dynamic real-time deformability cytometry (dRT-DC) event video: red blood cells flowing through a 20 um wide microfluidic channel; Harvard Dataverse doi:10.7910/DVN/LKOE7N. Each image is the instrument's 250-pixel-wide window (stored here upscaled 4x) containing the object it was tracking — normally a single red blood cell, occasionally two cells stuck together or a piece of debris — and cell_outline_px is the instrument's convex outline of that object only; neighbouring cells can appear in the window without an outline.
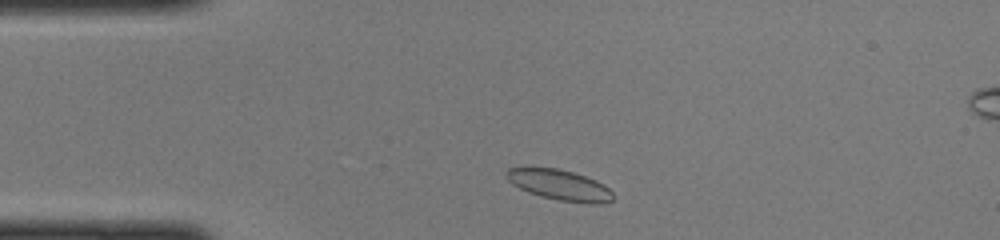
{"species": "common noctule bat (a hibernating species)", "species_latin": "Nyctalus noctula", "temperature_condition": "cold", "stored_images_in_passage": 39, "camera_frame_rate_fps": 3000, "um_per_image_px": 0.085, "animal": {"sex": "female", "body_mass_g": 22.0, "forearm_length_mm": 56.7}, "frame": {"image": 1, "passage_image": 3, "time_ms": 0.667, "image_size_px": [1000, 240], "cell_outline_px": [[612, 200], [604, 204], [588, 204], [560, 200], [540, 196], [528, 192], [512, 184], [508, 180], [504, 172], [508, 168], [524, 164], [556, 168], [572, 172], [596, 180], [604, 184], [612, 192]], "centroid_in_image_um": [47.49, 15.68], "position_along_channel_um": 37.5, "area_um2": 19.59}}
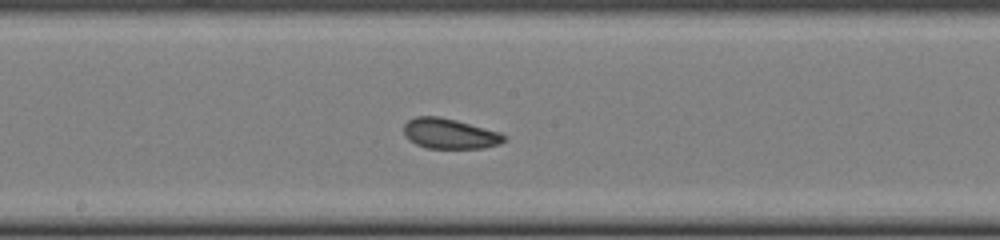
{"frame": {"image": 2, "passage_image": 17, "time_ms": 5.333, "image_size_px": [1000, 240], "cell_outline_px": [[508, 136], [500, 144], [484, 148], [428, 148], [416, 144], [408, 140], [404, 136], [404, 124], [408, 120], [416, 116], [440, 116], [456, 120], [500, 132]], "centroid_in_image_um": [38.22, 11.36], "position_along_channel_um": 210.0, "area_um2": 17.8}}
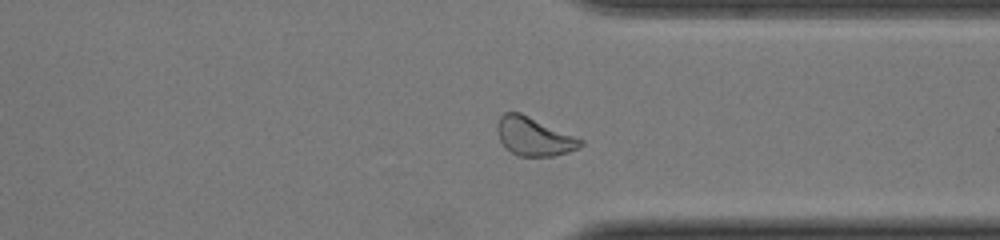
{"frame": {"image": 3, "passage_image": 28, "time_ms": 9.0, "image_size_px": [1000, 240], "cell_outline_px": [[584, 144], [580, 148], [568, 152], [552, 156], [516, 156], [500, 140], [496, 128], [496, 124], [500, 116], [504, 112], [520, 112], [584, 140]], "centroid_in_image_um": [45.39, 11.6], "position_along_channel_um": 366.0, "area_um2": 18.61}}